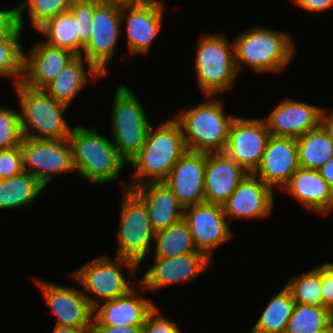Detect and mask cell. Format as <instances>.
<instances>
[{
	"label": "cell",
	"mask_w": 333,
	"mask_h": 333,
	"mask_svg": "<svg viewBox=\"0 0 333 333\" xmlns=\"http://www.w3.org/2000/svg\"><path fill=\"white\" fill-rule=\"evenodd\" d=\"M158 125H150L144 145L129 161L128 164L135 169L134 179L124 183L123 190L147 182L164 181L177 160L187 151L181 126L175 118L160 121Z\"/></svg>",
	"instance_id": "obj_1"
},
{
	"label": "cell",
	"mask_w": 333,
	"mask_h": 333,
	"mask_svg": "<svg viewBox=\"0 0 333 333\" xmlns=\"http://www.w3.org/2000/svg\"><path fill=\"white\" fill-rule=\"evenodd\" d=\"M292 39L287 32L265 26H254L240 33L233 41L238 74L245 66L258 74L285 70L294 58L296 47Z\"/></svg>",
	"instance_id": "obj_2"
},
{
	"label": "cell",
	"mask_w": 333,
	"mask_h": 333,
	"mask_svg": "<svg viewBox=\"0 0 333 333\" xmlns=\"http://www.w3.org/2000/svg\"><path fill=\"white\" fill-rule=\"evenodd\" d=\"M75 171L86 181L98 184L119 177L127 162L118 154L112 140L97 129L75 125L68 137Z\"/></svg>",
	"instance_id": "obj_3"
},
{
	"label": "cell",
	"mask_w": 333,
	"mask_h": 333,
	"mask_svg": "<svg viewBox=\"0 0 333 333\" xmlns=\"http://www.w3.org/2000/svg\"><path fill=\"white\" fill-rule=\"evenodd\" d=\"M209 100L174 115L179 122L188 151L224 152L231 123L236 115L224 112V101L206 96ZM211 98V99H210Z\"/></svg>",
	"instance_id": "obj_4"
},
{
	"label": "cell",
	"mask_w": 333,
	"mask_h": 333,
	"mask_svg": "<svg viewBox=\"0 0 333 333\" xmlns=\"http://www.w3.org/2000/svg\"><path fill=\"white\" fill-rule=\"evenodd\" d=\"M13 87L19 101L23 137L68 139L73 126L64 118L67 105L56 101L44 89L29 87L22 81Z\"/></svg>",
	"instance_id": "obj_5"
},
{
	"label": "cell",
	"mask_w": 333,
	"mask_h": 333,
	"mask_svg": "<svg viewBox=\"0 0 333 333\" xmlns=\"http://www.w3.org/2000/svg\"><path fill=\"white\" fill-rule=\"evenodd\" d=\"M198 89L204 96L231 91L239 76L235 64L234 43L223 34L202 35L194 58Z\"/></svg>",
	"instance_id": "obj_6"
},
{
	"label": "cell",
	"mask_w": 333,
	"mask_h": 333,
	"mask_svg": "<svg viewBox=\"0 0 333 333\" xmlns=\"http://www.w3.org/2000/svg\"><path fill=\"white\" fill-rule=\"evenodd\" d=\"M123 269L134 277L139 266L129 259L117 256L112 259L103 254L74 270L70 277L81 285L83 294L94 309L101 302L124 296L135 288L133 282L127 281Z\"/></svg>",
	"instance_id": "obj_7"
},
{
	"label": "cell",
	"mask_w": 333,
	"mask_h": 333,
	"mask_svg": "<svg viewBox=\"0 0 333 333\" xmlns=\"http://www.w3.org/2000/svg\"><path fill=\"white\" fill-rule=\"evenodd\" d=\"M111 111V139L118 154L128 164L144 145L152 123L145 114L140 100L126 85L116 89Z\"/></svg>",
	"instance_id": "obj_8"
},
{
	"label": "cell",
	"mask_w": 333,
	"mask_h": 333,
	"mask_svg": "<svg viewBox=\"0 0 333 333\" xmlns=\"http://www.w3.org/2000/svg\"><path fill=\"white\" fill-rule=\"evenodd\" d=\"M122 195L115 256L134 261L141 267L154 248L151 243L155 231L144 202L131 189L122 190Z\"/></svg>",
	"instance_id": "obj_9"
},
{
	"label": "cell",
	"mask_w": 333,
	"mask_h": 333,
	"mask_svg": "<svg viewBox=\"0 0 333 333\" xmlns=\"http://www.w3.org/2000/svg\"><path fill=\"white\" fill-rule=\"evenodd\" d=\"M23 168L45 187L58 175L75 171L69 139L47 140L23 137Z\"/></svg>",
	"instance_id": "obj_10"
},
{
	"label": "cell",
	"mask_w": 333,
	"mask_h": 333,
	"mask_svg": "<svg viewBox=\"0 0 333 333\" xmlns=\"http://www.w3.org/2000/svg\"><path fill=\"white\" fill-rule=\"evenodd\" d=\"M270 136L264 118L235 116L224 153L253 174L261 163Z\"/></svg>",
	"instance_id": "obj_11"
},
{
	"label": "cell",
	"mask_w": 333,
	"mask_h": 333,
	"mask_svg": "<svg viewBox=\"0 0 333 333\" xmlns=\"http://www.w3.org/2000/svg\"><path fill=\"white\" fill-rule=\"evenodd\" d=\"M183 219L189 226L196 249L211 260L216 249L234 235L220 204L203 202L188 206L184 208Z\"/></svg>",
	"instance_id": "obj_12"
},
{
	"label": "cell",
	"mask_w": 333,
	"mask_h": 333,
	"mask_svg": "<svg viewBox=\"0 0 333 333\" xmlns=\"http://www.w3.org/2000/svg\"><path fill=\"white\" fill-rule=\"evenodd\" d=\"M152 262L137 282L142 291H157L169 285L190 282L213 265V261L199 250L176 257L154 258Z\"/></svg>",
	"instance_id": "obj_13"
},
{
	"label": "cell",
	"mask_w": 333,
	"mask_h": 333,
	"mask_svg": "<svg viewBox=\"0 0 333 333\" xmlns=\"http://www.w3.org/2000/svg\"><path fill=\"white\" fill-rule=\"evenodd\" d=\"M91 27V38L81 56L105 77L108 75L107 64L113 59L120 36L121 9L101 1L95 7Z\"/></svg>",
	"instance_id": "obj_14"
},
{
	"label": "cell",
	"mask_w": 333,
	"mask_h": 333,
	"mask_svg": "<svg viewBox=\"0 0 333 333\" xmlns=\"http://www.w3.org/2000/svg\"><path fill=\"white\" fill-rule=\"evenodd\" d=\"M43 299L57 318V326H68L77 330L90 331L94 309L82 290L61 286L40 278H34Z\"/></svg>",
	"instance_id": "obj_15"
},
{
	"label": "cell",
	"mask_w": 333,
	"mask_h": 333,
	"mask_svg": "<svg viewBox=\"0 0 333 333\" xmlns=\"http://www.w3.org/2000/svg\"><path fill=\"white\" fill-rule=\"evenodd\" d=\"M271 187L252 173H248L223 204L227 219H261L272 212L275 195Z\"/></svg>",
	"instance_id": "obj_16"
},
{
	"label": "cell",
	"mask_w": 333,
	"mask_h": 333,
	"mask_svg": "<svg viewBox=\"0 0 333 333\" xmlns=\"http://www.w3.org/2000/svg\"><path fill=\"white\" fill-rule=\"evenodd\" d=\"M206 153L186 151L163 181L184 207L205 202Z\"/></svg>",
	"instance_id": "obj_17"
},
{
	"label": "cell",
	"mask_w": 333,
	"mask_h": 333,
	"mask_svg": "<svg viewBox=\"0 0 333 333\" xmlns=\"http://www.w3.org/2000/svg\"><path fill=\"white\" fill-rule=\"evenodd\" d=\"M299 167L297 139L270 136L253 174L275 191L274 188L281 190Z\"/></svg>",
	"instance_id": "obj_18"
},
{
	"label": "cell",
	"mask_w": 333,
	"mask_h": 333,
	"mask_svg": "<svg viewBox=\"0 0 333 333\" xmlns=\"http://www.w3.org/2000/svg\"><path fill=\"white\" fill-rule=\"evenodd\" d=\"M164 9L162 2L157 0L121 9L122 24L126 21V43L129 54L138 55L149 51L157 33L161 30Z\"/></svg>",
	"instance_id": "obj_19"
},
{
	"label": "cell",
	"mask_w": 333,
	"mask_h": 333,
	"mask_svg": "<svg viewBox=\"0 0 333 333\" xmlns=\"http://www.w3.org/2000/svg\"><path fill=\"white\" fill-rule=\"evenodd\" d=\"M321 107L285 98L264 118L271 136L299 138L319 126Z\"/></svg>",
	"instance_id": "obj_20"
},
{
	"label": "cell",
	"mask_w": 333,
	"mask_h": 333,
	"mask_svg": "<svg viewBox=\"0 0 333 333\" xmlns=\"http://www.w3.org/2000/svg\"><path fill=\"white\" fill-rule=\"evenodd\" d=\"M247 174L224 152L206 153L205 202L223 205Z\"/></svg>",
	"instance_id": "obj_21"
},
{
	"label": "cell",
	"mask_w": 333,
	"mask_h": 333,
	"mask_svg": "<svg viewBox=\"0 0 333 333\" xmlns=\"http://www.w3.org/2000/svg\"><path fill=\"white\" fill-rule=\"evenodd\" d=\"M136 292L133 288L124 296L100 303L94 308L91 326H143L156 305Z\"/></svg>",
	"instance_id": "obj_22"
},
{
	"label": "cell",
	"mask_w": 333,
	"mask_h": 333,
	"mask_svg": "<svg viewBox=\"0 0 333 333\" xmlns=\"http://www.w3.org/2000/svg\"><path fill=\"white\" fill-rule=\"evenodd\" d=\"M74 57L68 50L50 46L41 40L24 54L22 82L29 87L43 89Z\"/></svg>",
	"instance_id": "obj_23"
},
{
	"label": "cell",
	"mask_w": 333,
	"mask_h": 333,
	"mask_svg": "<svg viewBox=\"0 0 333 333\" xmlns=\"http://www.w3.org/2000/svg\"><path fill=\"white\" fill-rule=\"evenodd\" d=\"M281 190H286L310 212L319 215L333 212V189L318 170L299 167Z\"/></svg>",
	"instance_id": "obj_24"
},
{
	"label": "cell",
	"mask_w": 333,
	"mask_h": 333,
	"mask_svg": "<svg viewBox=\"0 0 333 333\" xmlns=\"http://www.w3.org/2000/svg\"><path fill=\"white\" fill-rule=\"evenodd\" d=\"M146 205L155 232L183 219L184 207L165 182H147L131 189Z\"/></svg>",
	"instance_id": "obj_25"
},
{
	"label": "cell",
	"mask_w": 333,
	"mask_h": 333,
	"mask_svg": "<svg viewBox=\"0 0 333 333\" xmlns=\"http://www.w3.org/2000/svg\"><path fill=\"white\" fill-rule=\"evenodd\" d=\"M86 67H88V72ZM102 77L104 75L85 57L75 56L63 67L57 77L43 89L56 101L69 107L75 97L78 96L77 94L87 85L90 78L97 80V78Z\"/></svg>",
	"instance_id": "obj_26"
},
{
	"label": "cell",
	"mask_w": 333,
	"mask_h": 333,
	"mask_svg": "<svg viewBox=\"0 0 333 333\" xmlns=\"http://www.w3.org/2000/svg\"><path fill=\"white\" fill-rule=\"evenodd\" d=\"M45 188L25 171L17 176L0 179V210L27 208Z\"/></svg>",
	"instance_id": "obj_27"
},
{
	"label": "cell",
	"mask_w": 333,
	"mask_h": 333,
	"mask_svg": "<svg viewBox=\"0 0 333 333\" xmlns=\"http://www.w3.org/2000/svg\"><path fill=\"white\" fill-rule=\"evenodd\" d=\"M295 304L290 290L284 286L271 297L251 333H285Z\"/></svg>",
	"instance_id": "obj_28"
},
{
	"label": "cell",
	"mask_w": 333,
	"mask_h": 333,
	"mask_svg": "<svg viewBox=\"0 0 333 333\" xmlns=\"http://www.w3.org/2000/svg\"><path fill=\"white\" fill-rule=\"evenodd\" d=\"M299 166L318 170L333 157V140L320 127L297 138Z\"/></svg>",
	"instance_id": "obj_29"
},
{
	"label": "cell",
	"mask_w": 333,
	"mask_h": 333,
	"mask_svg": "<svg viewBox=\"0 0 333 333\" xmlns=\"http://www.w3.org/2000/svg\"><path fill=\"white\" fill-rule=\"evenodd\" d=\"M36 31L46 37L44 42L48 45L79 56L78 21L69 11L47 20Z\"/></svg>",
	"instance_id": "obj_30"
},
{
	"label": "cell",
	"mask_w": 333,
	"mask_h": 333,
	"mask_svg": "<svg viewBox=\"0 0 333 333\" xmlns=\"http://www.w3.org/2000/svg\"><path fill=\"white\" fill-rule=\"evenodd\" d=\"M285 333H333V313L324 306L296 303Z\"/></svg>",
	"instance_id": "obj_31"
},
{
	"label": "cell",
	"mask_w": 333,
	"mask_h": 333,
	"mask_svg": "<svg viewBox=\"0 0 333 333\" xmlns=\"http://www.w3.org/2000/svg\"><path fill=\"white\" fill-rule=\"evenodd\" d=\"M154 243V258H170L198 251L184 219L155 232Z\"/></svg>",
	"instance_id": "obj_32"
},
{
	"label": "cell",
	"mask_w": 333,
	"mask_h": 333,
	"mask_svg": "<svg viewBox=\"0 0 333 333\" xmlns=\"http://www.w3.org/2000/svg\"><path fill=\"white\" fill-rule=\"evenodd\" d=\"M285 286L290 290L296 303L322 306L321 265L294 275Z\"/></svg>",
	"instance_id": "obj_33"
},
{
	"label": "cell",
	"mask_w": 333,
	"mask_h": 333,
	"mask_svg": "<svg viewBox=\"0 0 333 333\" xmlns=\"http://www.w3.org/2000/svg\"><path fill=\"white\" fill-rule=\"evenodd\" d=\"M72 0H25L19 3V26L24 30V14L29 12L32 28L37 30L47 20L70 10Z\"/></svg>",
	"instance_id": "obj_34"
},
{
	"label": "cell",
	"mask_w": 333,
	"mask_h": 333,
	"mask_svg": "<svg viewBox=\"0 0 333 333\" xmlns=\"http://www.w3.org/2000/svg\"><path fill=\"white\" fill-rule=\"evenodd\" d=\"M22 36L0 38V76L15 77L13 86L19 84L24 75V47Z\"/></svg>",
	"instance_id": "obj_35"
},
{
	"label": "cell",
	"mask_w": 333,
	"mask_h": 333,
	"mask_svg": "<svg viewBox=\"0 0 333 333\" xmlns=\"http://www.w3.org/2000/svg\"><path fill=\"white\" fill-rule=\"evenodd\" d=\"M22 138L19 110L0 106V150L21 145Z\"/></svg>",
	"instance_id": "obj_36"
},
{
	"label": "cell",
	"mask_w": 333,
	"mask_h": 333,
	"mask_svg": "<svg viewBox=\"0 0 333 333\" xmlns=\"http://www.w3.org/2000/svg\"><path fill=\"white\" fill-rule=\"evenodd\" d=\"M100 2L101 0H72L69 12L78 21L79 56L91 38L93 13Z\"/></svg>",
	"instance_id": "obj_37"
},
{
	"label": "cell",
	"mask_w": 333,
	"mask_h": 333,
	"mask_svg": "<svg viewBox=\"0 0 333 333\" xmlns=\"http://www.w3.org/2000/svg\"><path fill=\"white\" fill-rule=\"evenodd\" d=\"M23 171L21 145L0 150V179L17 176Z\"/></svg>",
	"instance_id": "obj_38"
},
{
	"label": "cell",
	"mask_w": 333,
	"mask_h": 333,
	"mask_svg": "<svg viewBox=\"0 0 333 333\" xmlns=\"http://www.w3.org/2000/svg\"><path fill=\"white\" fill-rule=\"evenodd\" d=\"M142 333H182L176 322L159 313L157 306L147 315Z\"/></svg>",
	"instance_id": "obj_39"
},
{
	"label": "cell",
	"mask_w": 333,
	"mask_h": 333,
	"mask_svg": "<svg viewBox=\"0 0 333 333\" xmlns=\"http://www.w3.org/2000/svg\"><path fill=\"white\" fill-rule=\"evenodd\" d=\"M23 31L19 26V5L13 9H0V38L22 36Z\"/></svg>",
	"instance_id": "obj_40"
},
{
	"label": "cell",
	"mask_w": 333,
	"mask_h": 333,
	"mask_svg": "<svg viewBox=\"0 0 333 333\" xmlns=\"http://www.w3.org/2000/svg\"><path fill=\"white\" fill-rule=\"evenodd\" d=\"M321 293L322 306L333 313V263L327 262L321 265Z\"/></svg>",
	"instance_id": "obj_41"
},
{
	"label": "cell",
	"mask_w": 333,
	"mask_h": 333,
	"mask_svg": "<svg viewBox=\"0 0 333 333\" xmlns=\"http://www.w3.org/2000/svg\"><path fill=\"white\" fill-rule=\"evenodd\" d=\"M295 5L306 12L323 13L333 9V0H291Z\"/></svg>",
	"instance_id": "obj_42"
},
{
	"label": "cell",
	"mask_w": 333,
	"mask_h": 333,
	"mask_svg": "<svg viewBox=\"0 0 333 333\" xmlns=\"http://www.w3.org/2000/svg\"><path fill=\"white\" fill-rule=\"evenodd\" d=\"M89 333H142V326H91Z\"/></svg>",
	"instance_id": "obj_43"
},
{
	"label": "cell",
	"mask_w": 333,
	"mask_h": 333,
	"mask_svg": "<svg viewBox=\"0 0 333 333\" xmlns=\"http://www.w3.org/2000/svg\"><path fill=\"white\" fill-rule=\"evenodd\" d=\"M327 108L321 107L319 116V126L332 138L333 140V110L327 114Z\"/></svg>",
	"instance_id": "obj_44"
},
{
	"label": "cell",
	"mask_w": 333,
	"mask_h": 333,
	"mask_svg": "<svg viewBox=\"0 0 333 333\" xmlns=\"http://www.w3.org/2000/svg\"><path fill=\"white\" fill-rule=\"evenodd\" d=\"M104 3L113 5L117 8H130L137 7L147 3L149 0H101Z\"/></svg>",
	"instance_id": "obj_45"
},
{
	"label": "cell",
	"mask_w": 333,
	"mask_h": 333,
	"mask_svg": "<svg viewBox=\"0 0 333 333\" xmlns=\"http://www.w3.org/2000/svg\"><path fill=\"white\" fill-rule=\"evenodd\" d=\"M318 172L333 189V157L319 168Z\"/></svg>",
	"instance_id": "obj_46"
},
{
	"label": "cell",
	"mask_w": 333,
	"mask_h": 333,
	"mask_svg": "<svg viewBox=\"0 0 333 333\" xmlns=\"http://www.w3.org/2000/svg\"><path fill=\"white\" fill-rule=\"evenodd\" d=\"M52 333H89V331L77 330L68 326H57L55 325Z\"/></svg>",
	"instance_id": "obj_47"
}]
</instances>
